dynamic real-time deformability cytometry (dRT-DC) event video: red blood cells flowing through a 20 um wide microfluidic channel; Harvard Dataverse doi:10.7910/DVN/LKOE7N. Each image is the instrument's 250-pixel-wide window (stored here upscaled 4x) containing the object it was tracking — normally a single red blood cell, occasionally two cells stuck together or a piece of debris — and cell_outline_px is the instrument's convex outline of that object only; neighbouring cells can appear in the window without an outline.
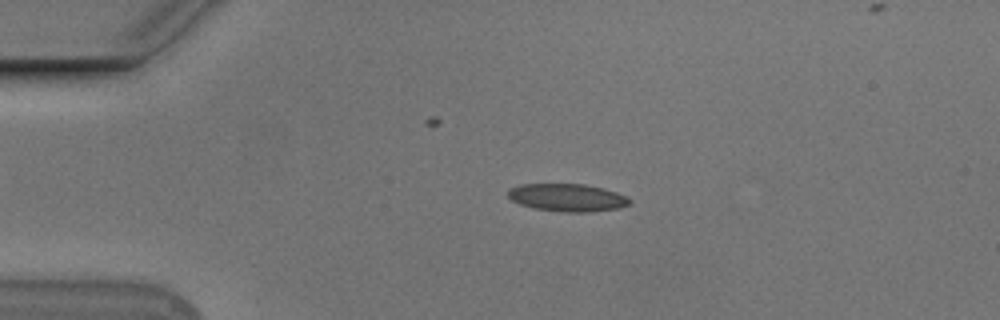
{"species": "Egyptian fruit bat (a non-hibernating species)", "species_latin": "Rousettus aegyptiacus", "temperature_condition": "cold", "stored_images_in_passage": 43, "camera_frame_rate_fps": 3000, "um_per_image_px": 0.085, "animal": {"sex": "male"}, "frame": {"image": 1, "passage_image": 3, "time_ms": 0.667, "image_size_px": [1000, 320], "cell_outline_px": [[632, 200], [628, 204], [620, 208], [588, 212], [560, 212], [532, 208], [520, 204], [512, 200], [508, 196], [508, 188], [520, 184], [584, 184], [604, 188], [616, 192]], "centroid_in_image_um": [48.2, 16.79], "position_along_channel_um": 36.8, "area_um2": 19.71}}
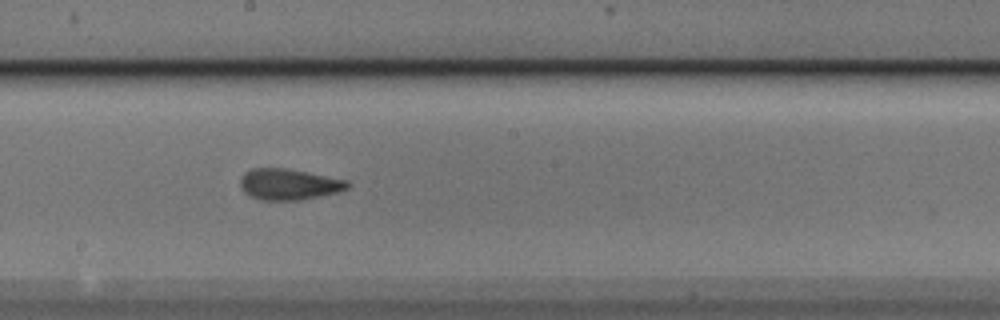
{"frame": {"image": 2, "passage_image": 21, "time_ms": 6.667, "image_size_px": [1000, 320], "cell_outline_px": [[352, 184], [348, 188], [340, 192], [300, 200], [260, 200], [248, 196], [240, 188], [240, 180], [244, 172], [252, 168], [284, 168], [348, 180]], "centroid_in_image_um": [24.54, 15.67], "position_along_channel_um": 223.7, "area_um2": 19.59}}
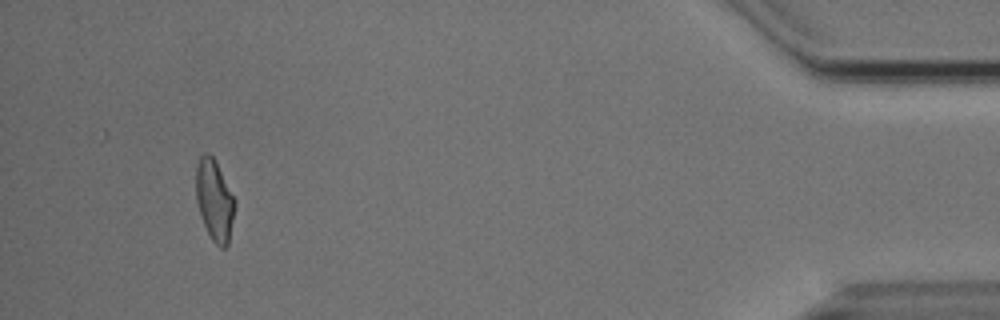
{"frame": {"image": 3, "passage_image": 42, "time_ms": 13.667, "image_size_px": [1000, 320], "cell_outline_px": [[236, 200], [228, 244], [224, 248], [220, 248], [212, 240], [200, 216], [196, 200], [196, 164], [200, 156], [204, 152], [208, 152], [216, 160]], "centroid_in_image_um": [18.22, 16.97], "position_along_channel_um": 417.0, "area_um2": 18.5}}